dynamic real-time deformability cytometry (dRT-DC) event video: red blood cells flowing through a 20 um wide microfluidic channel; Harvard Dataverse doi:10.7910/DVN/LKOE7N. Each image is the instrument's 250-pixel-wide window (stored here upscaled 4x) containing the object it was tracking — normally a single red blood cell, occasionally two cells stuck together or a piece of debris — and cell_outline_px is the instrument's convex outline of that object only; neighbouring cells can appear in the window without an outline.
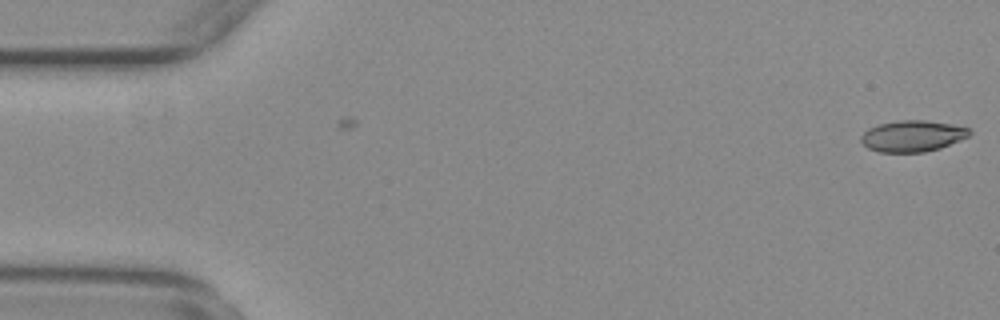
{"species": "common noctule bat (a hibernating species)", "species_latin": "Nyctalus noctula", "temperature_condition": "warm", "stored_images_in_passage": 6, "camera_frame_rate_fps": 3000, "um_per_image_px": 0.085, "animal": {"sex": "female", "body_mass_g": 29.2, "forearm_length_mm": 56.3}, "frame": {"image": 1, "passage_image": 6, "time_ms": 1.667, "image_size_px": [1000, 320], "cell_outline_px": [[972, 132], [968, 136], [960, 140], [940, 148], [924, 152], [880, 152], [868, 148], [860, 140], [860, 136], [868, 128], [880, 124], [900, 120], [924, 120], [952, 124], [968, 128]], "centroid_in_image_um": [77.55, 11.56], "position_along_channel_um": 7.4, "area_um2": 19.65}}